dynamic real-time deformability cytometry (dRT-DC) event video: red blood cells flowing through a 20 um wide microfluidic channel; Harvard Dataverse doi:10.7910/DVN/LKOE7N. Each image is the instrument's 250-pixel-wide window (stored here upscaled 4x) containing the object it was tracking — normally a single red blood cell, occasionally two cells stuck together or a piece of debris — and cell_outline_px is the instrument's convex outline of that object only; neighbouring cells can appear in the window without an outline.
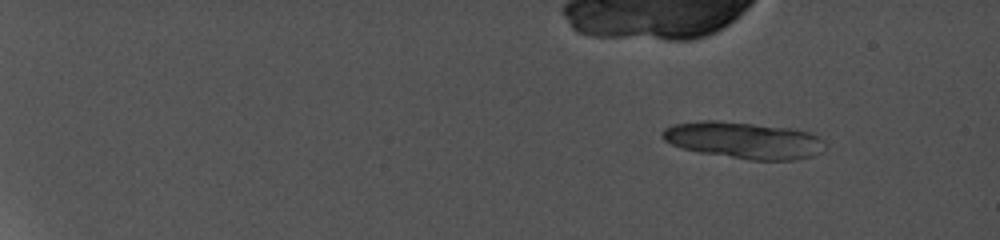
{"species": "common noctule bat (a hibernating species)", "species_latin": "Nyctalus noctula", "temperature_condition": "cold", "stored_images_in_passage": 4, "camera_frame_rate_fps": 5000, "um_per_image_px": 0.085, "animal": {"sex": "female", "body_mass_g": 19.0, "forearm_length_mm": 56.7}, "frame": {"image": 1, "passage_image": 1, "time_ms": 0.0, "image_size_px": [1000, 240], "cell_outline_px": [[820, 140], [808, 156], [788, 160], [756, 160], [704, 152], [684, 148], [672, 144], [664, 140], [664, 128], [676, 124], [704, 120], [712, 120], [752, 124], [788, 128], [808, 132], [816, 136]], "centroid_in_image_um": [63.07, 11.89], "position_along_channel_um": 21.9, "area_um2": 32.71}}